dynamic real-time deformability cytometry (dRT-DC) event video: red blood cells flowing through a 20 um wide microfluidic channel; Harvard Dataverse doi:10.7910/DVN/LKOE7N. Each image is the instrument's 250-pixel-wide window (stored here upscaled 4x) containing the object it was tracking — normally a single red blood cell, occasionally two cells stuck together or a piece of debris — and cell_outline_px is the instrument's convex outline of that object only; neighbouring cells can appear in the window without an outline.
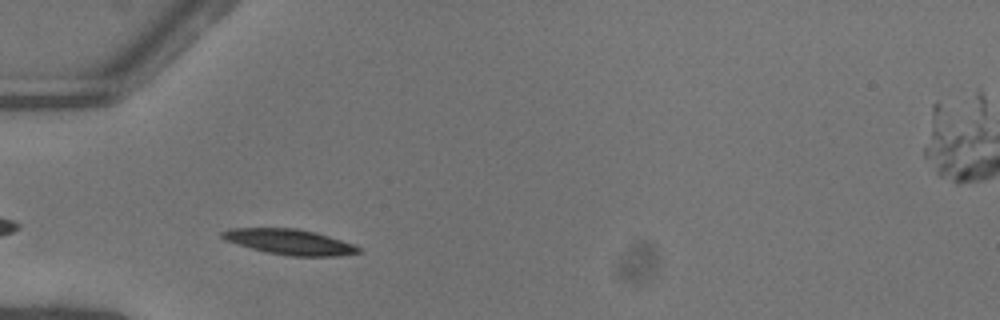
{"species": "common noctule bat (a hibernating species)", "species_latin": "Nyctalus noctula", "temperature_condition": "warm", "stored_images_in_passage": 30, "camera_frame_rate_fps": 3000, "um_per_image_px": 0.085, "animal": {"sex": "female"}, "frame": {"image": 1, "passage_image": 3, "time_ms": 0.667, "image_size_px": [1000, 320], "cell_outline_px": [[360, 252], [336, 256], [288, 256], [264, 252], [236, 244], [224, 240], [220, 236], [220, 232], [228, 228], [296, 228], [316, 232], [352, 244], [360, 248]], "centroid_in_image_um": [24.53, 20.56], "position_along_channel_um": 60.5, "area_um2": 20.23}}
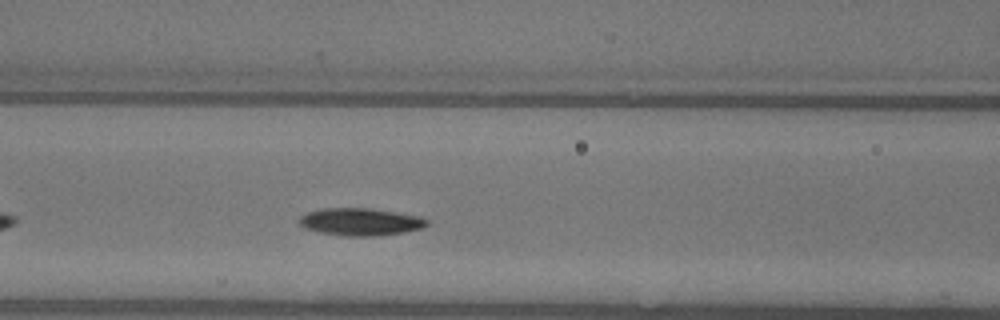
{"frame": {"image": 2, "passage_image": 9, "time_ms": 2.667, "image_size_px": [1000, 320], "cell_outline_px": [[428, 224], [420, 228], [404, 232], [376, 236], [348, 236], [320, 232], [304, 228], [300, 224], [300, 216], [308, 212], [324, 208], [368, 208], [420, 216], [428, 220]], "centroid_in_image_um": [30.63, 18.85], "position_along_channel_um": 136.0, "area_um2": 20.17}}
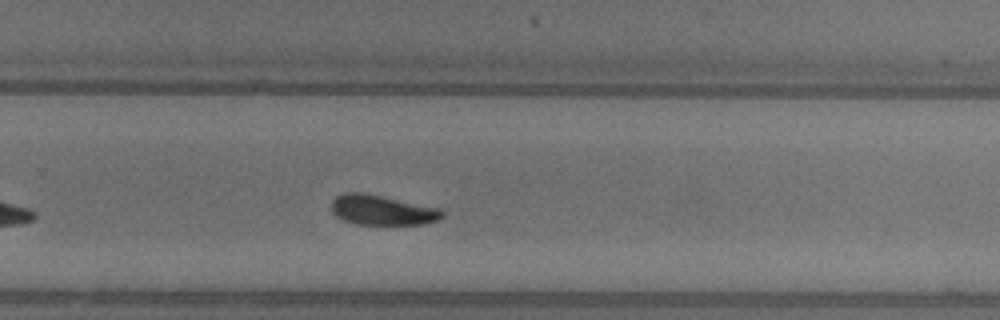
{"frame": {"image": 3, "passage_image": 21, "time_ms": 6.667, "image_size_px": [1000, 320], "cell_outline_px": [[444, 216], [436, 220], [424, 224], [356, 224], [344, 220], [336, 216], [332, 212], [332, 200], [336, 196], [344, 192], [364, 192], [440, 208], [444, 212]], "centroid_in_image_um": [32.47, 17.84], "position_along_channel_um": 297.3, "area_um2": 19.36}, "authors_computed_cell_mechanics": {"area_um2": 19.7676, "velocity_mm_per_s": 4.0454, "shape_relaxation_time_tau1_ms": 2.1073, "shape_relaxation_time_tau2_ms": null, "deformation_change_tau1": 0.1292, "deformation_change_tau2": null}}